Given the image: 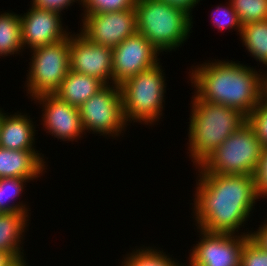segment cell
<instances>
[{
	"label": "cell",
	"instance_id": "22",
	"mask_svg": "<svg viewBox=\"0 0 267 266\" xmlns=\"http://www.w3.org/2000/svg\"><path fill=\"white\" fill-rule=\"evenodd\" d=\"M141 246H135V249L131 248V252L123 255L120 266H175L179 261L173 254L164 252L163 248L160 250V247L154 245Z\"/></svg>",
	"mask_w": 267,
	"mask_h": 266
},
{
	"label": "cell",
	"instance_id": "10",
	"mask_svg": "<svg viewBox=\"0 0 267 266\" xmlns=\"http://www.w3.org/2000/svg\"><path fill=\"white\" fill-rule=\"evenodd\" d=\"M80 16L78 32L91 42L112 49L138 32L135 8Z\"/></svg>",
	"mask_w": 267,
	"mask_h": 266
},
{
	"label": "cell",
	"instance_id": "6",
	"mask_svg": "<svg viewBox=\"0 0 267 266\" xmlns=\"http://www.w3.org/2000/svg\"><path fill=\"white\" fill-rule=\"evenodd\" d=\"M264 146L247 121L199 166L196 172L221 175H255Z\"/></svg>",
	"mask_w": 267,
	"mask_h": 266
},
{
	"label": "cell",
	"instance_id": "15",
	"mask_svg": "<svg viewBox=\"0 0 267 266\" xmlns=\"http://www.w3.org/2000/svg\"><path fill=\"white\" fill-rule=\"evenodd\" d=\"M12 113V114H11ZM27 112L17 111L3 114L0 128V147L10 150L40 151L36 148V130L34 118ZM34 121V122H33ZM37 131V132H36Z\"/></svg>",
	"mask_w": 267,
	"mask_h": 266
},
{
	"label": "cell",
	"instance_id": "31",
	"mask_svg": "<svg viewBox=\"0 0 267 266\" xmlns=\"http://www.w3.org/2000/svg\"><path fill=\"white\" fill-rule=\"evenodd\" d=\"M160 1L183 8L189 14L192 15L193 10H195L194 8H196L197 5L201 4L200 1L203 0H160Z\"/></svg>",
	"mask_w": 267,
	"mask_h": 266
},
{
	"label": "cell",
	"instance_id": "29",
	"mask_svg": "<svg viewBox=\"0 0 267 266\" xmlns=\"http://www.w3.org/2000/svg\"><path fill=\"white\" fill-rule=\"evenodd\" d=\"M74 3H78L81 8V0H31L30 5L35 6L40 9H45L49 11H55L60 13H65L64 10L68 11ZM69 7V8H68ZM68 9V10H67Z\"/></svg>",
	"mask_w": 267,
	"mask_h": 266
},
{
	"label": "cell",
	"instance_id": "33",
	"mask_svg": "<svg viewBox=\"0 0 267 266\" xmlns=\"http://www.w3.org/2000/svg\"><path fill=\"white\" fill-rule=\"evenodd\" d=\"M27 256L15 259L9 266H30L28 265L29 263H27Z\"/></svg>",
	"mask_w": 267,
	"mask_h": 266
},
{
	"label": "cell",
	"instance_id": "32",
	"mask_svg": "<svg viewBox=\"0 0 267 266\" xmlns=\"http://www.w3.org/2000/svg\"><path fill=\"white\" fill-rule=\"evenodd\" d=\"M14 260L11 254L0 251V266H9Z\"/></svg>",
	"mask_w": 267,
	"mask_h": 266
},
{
	"label": "cell",
	"instance_id": "24",
	"mask_svg": "<svg viewBox=\"0 0 267 266\" xmlns=\"http://www.w3.org/2000/svg\"><path fill=\"white\" fill-rule=\"evenodd\" d=\"M224 4H219L215 9H212L210 13L212 26L218 29V33L223 30H229V32L230 30H234L240 36L243 25L240 22L238 14L229 0Z\"/></svg>",
	"mask_w": 267,
	"mask_h": 266
},
{
	"label": "cell",
	"instance_id": "35",
	"mask_svg": "<svg viewBox=\"0 0 267 266\" xmlns=\"http://www.w3.org/2000/svg\"><path fill=\"white\" fill-rule=\"evenodd\" d=\"M5 112H6V111H4V109L0 107V128H1V123H2V117H3V114H4Z\"/></svg>",
	"mask_w": 267,
	"mask_h": 266
},
{
	"label": "cell",
	"instance_id": "18",
	"mask_svg": "<svg viewBox=\"0 0 267 266\" xmlns=\"http://www.w3.org/2000/svg\"><path fill=\"white\" fill-rule=\"evenodd\" d=\"M104 86L98 78L69 70L54 94L67 104L79 108Z\"/></svg>",
	"mask_w": 267,
	"mask_h": 266
},
{
	"label": "cell",
	"instance_id": "7",
	"mask_svg": "<svg viewBox=\"0 0 267 266\" xmlns=\"http://www.w3.org/2000/svg\"><path fill=\"white\" fill-rule=\"evenodd\" d=\"M31 53V54H30ZM29 69L23 83L27 98L54 94L70 70L69 36L61 41L31 50Z\"/></svg>",
	"mask_w": 267,
	"mask_h": 266
},
{
	"label": "cell",
	"instance_id": "16",
	"mask_svg": "<svg viewBox=\"0 0 267 266\" xmlns=\"http://www.w3.org/2000/svg\"><path fill=\"white\" fill-rule=\"evenodd\" d=\"M45 158L40 151L10 150L0 147V179L20 177L29 178L33 182L39 180L47 172L49 161Z\"/></svg>",
	"mask_w": 267,
	"mask_h": 266
},
{
	"label": "cell",
	"instance_id": "14",
	"mask_svg": "<svg viewBox=\"0 0 267 266\" xmlns=\"http://www.w3.org/2000/svg\"><path fill=\"white\" fill-rule=\"evenodd\" d=\"M26 11V13L20 14L24 52L61 41L71 33L68 30L70 28L62 22L64 20L58 12L40 9L32 5H29V9ZM26 49L29 50L25 51Z\"/></svg>",
	"mask_w": 267,
	"mask_h": 266
},
{
	"label": "cell",
	"instance_id": "30",
	"mask_svg": "<svg viewBox=\"0 0 267 266\" xmlns=\"http://www.w3.org/2000/svg\"><path fill=\"white\" fill-rule=\"evenodd\" d=\"M256 230L251 228L250 239L261 249L267 251V218H265Z\"/></svg>",
	"mask_w": 267,
	"mask_h": 266
},
{
	"label": "cell",
	"instance_id": "21",
	"mask_svg": "<svg viewBox=\"0 0 267 266\" xmlns=\"http://www.w3.org/2000/svg\"><path fill=\"white\" fill-rule=\"evenodd\" d=\"M30 182L32 181L29 178L20 177L0 179V213L24 212L31 219V208L26 204L28 202L19 198L24 195L25 187Z\"/></svg>",
	"mask_w": 267,
	"mask_h": 266
},
{
	"label": "cell",
	"instance_id": "1",
	"mask_svg": "<svg viewBox=\"0 0 267 266\" xmlns=\"http://www.w3.org/2000/svg\"><path fill=\"white\" fill-rule=\"evenodd\" d=\"M195 176L191 200L194 203H190L194 227L207 232L250 235L251 230L245 225L260 201L255 176L208 172H196Z\"/></svg>",
	"mask_w": 267,
	"mask_h": 266
},
{
	"label": "cell",
	"instance_id": "27",
	"mask_svg": "<svg viewBox=\"0 0 267 266\" xmlns=\"http://www.w3.org/2000/svg\"><path fill=\"white\" fill-rule=\"evenodd\" d=\"M240 266H267V251L249 239L242 250Z\"/></svg>",
	"mask_w": 267,
	"mask_h": 266
},
{
	"label": "cell",
	"instance_id": "2",
	"mask_svg": "<svg viewBox=\"0 0 267 266\" xmlns=\"http://www.w3.org/2000/svg\"><path fill=\"white\" fill-rule=\"evenodd\" d=\"M240 62L213 58L191 66L187 82L194 88L192 94L202 101L238 109L248 117L264 98V70Z\"/></svg>",
	"mask_w": 267,
	"mask_h": 266
},
{
	"label": "cell",
	"instance_id": "26",
	"mask_svg": "<svg viewBox=\"0 0 267 266\" xmlns=\"http://www.w3.org/2000/svg\"><path fill=\"white\" fill-rule=\"evenodd\" d=\"M247 121L255 129L262 145L267 147V98L265 96L247 117Z\"/></svg>",
	"mask_w": 267,
	"mask_h": 266
},
{
	"label": "cell",
	"instance_id": "13",
	"mask_svg": "<svg viewBox=\"0 0 267 266\" xmlns=\"http://www.w3.org/2000/svg\"><path fill=\"white\" fill-rule=\"evenodd\" d=\"M69 42L70 70L113 84L112 48L91 42L80 32H71Z\"/></svg>",
	"mask_w": 267,
	"mask_h": 266
},
{
	"label": "cell",
	"instance_id": "12",
	"mask_svg": "<svg viewBox=\"0 0 267 266\" xmlns=\"http://www.w3.org/2000/svg\"><path fill=\"white\" fill-rule=\"evenodd\" d=\"M161 54V55H160ZM157 50L141 33H136L112 49L113 84L120 85L125 80L146 71L162 59Z\"/></svg>",
	"mask_w": 267,
	"mask_h": 266
},
{
	"label": "cell",
	"instance_id": "17",
	"mask_svg": "<svg viewBox=\"0 0 267 266\" xmlns=\"http://www.w3.org/2000/svg\"><path fill=\"white\" fill-rule=\"evenodd\" d=\"M30 217L24 212L0 213V251L15 259L26 256L25 235L29 232Z\"/></svg>",
	"mask_w": 267,
	"mask_h": 266
},
{
	"label": "cell",
	"instance_id": "3",
	"mask_svg": "<svg viewBox=\"0 0 267 266\" xmlns=\"http://www.w3.org/2000/svg\"><path fill=\"white\" fill-rule=\"evenodd\" d=\"M190 108L186 154L195 169L244 125L247 117L238 109L202 101L194 94Z\"/></svg>",
	"mask_w": 267,
	"mask_h": 266
},
{
	"label": "cell",
	"instance_id": "19",
	"mask_svg": "<svg viewBox=\"0 0 267 266\" xmlns=\"http://www.w3.org/2000/svg\"><path fill=\"white\" fill-rule=\"evenodd\" d=\"M10 11L0 12V58L24 55L20 13Z\"/></svg>",
	"mask_w": 267,
	"mask_h": 266
},
{
	"label": "cell",
	"instance_id": "25",
	"mask_svg": "<svg viewBox=\"0 0 267 266\" xmlns=\"http://www.w3.org/2000/svg\"><path fill=\"white\" fill-rule=\"evenodd\" d=\"M136 0H81V14H95L135 8Z\"/></svg>",
	"mask_w": 267,
	"mask_h": 266
},
{
	"label": "cell",
	"instance_id": "20",
	"mask_svg": "<svg viewBox=\"0 0 267 266\" xmlns=\"http://www.w3.org/2000/svg\"><path fill=\"white\" fill-rule=\"evenodd\" d=\"M242 46L258 64L267 67V20L243 25L240 33ZM259 62V63H258ZM267 70V68L265 69Z\"/></svg>",
	"mask_w": 267,
	"mask_h": 266
},
{
	"label": "cell",
	"instance_id": "36",
	"mask_svg": "<svg viewBox=\"0 0 267 266\" xmlns=\"http://www.w3.org/2000/svg\"><path fill=\"white\" fill-rule=\"evenodd\" d=\"M180 263H181V264H180ZM175 266H193V265H191L189 262H188V264L186 265L185 262L182 263V262L178 261V263H177Z\"/></svg>",
	"mask_w": 267,
	"mask_h": 266
},
{
	"label": "cell",
	"instance_id": "9",
	"mask_svg": "<svg viewBox=\"0 0 267 266\" xmlns=\"http://www.w3.org/2000/svg\"><path fill=\"white\" fill-rule=\"evenodd\" d=\"M194 229L199 233V241L190 248L187 262L193 266H240L241 253L249 235Z\"/></svg>",
	"mask_w": 267,
	"mask_h": 266
},
{
	"label": "cell",
	"instance_id": "8",
	"mask_svg": "<svg viewBox=\"0 0 267 266\" xmlns=\"http://www.w3.org/2000/svg\"><path fill=\"white\" fill-rule=\"evenodd\" d=\"M78 109L86 135L117 137L118 140L129 126L123 115L120 85H105Z\"/></svg>",
	"mask_w": 267,
	"mask_h": 266
},
{
	"label": "cell",
	"instance_id": "5",
	"mask_svg": "<svg viewBox=\"0 0 267 266\" xmlns=\"http://www.w3.org/2000/svg\"><path fill=\"white\" fill-rule=\"evenodd\" d=\"M162 64L160 62L120 84L123 115L128 125L140 123L152 128L163 119L167 80Z\"/></svg>",
	"mask_w": 267,
	"mask_h": 266
},
{
	"label": "cell",
	"instance_id": "34",
	"mask_svg": "<svg viewBox=\"0 0 267 266\" xmlns=\"http://www.w3.org/2000/svg\"><path fill=\"white\" fill-rule=\"evenodd\" d=\"M264 96L267 98V70L264 71Z\"/></svg>",
	"mask_w": 267,
	"mask_h": 266
},
{
	"label": "cell",
	"instance_id": "4",
	"mask_svg": "<svg viewBox=\"0 0 267 266\" xmlns=\"http://www.w3.org/2000/svg\"><path fill=\"white\" fill-rule=\"evenodd\" d=\"M135 11L138 33L162 54L176 52L193 32L195 18L183 8L160 0H136Z\"/></svg>",
	"mask_w": 267,
	"mask_h": 266
},
{
	"label": "cell",
	"instance_id": "28",
	"mask_svg": "<svg viewBox=\"0 0 267 266\" xmlns=\"http://www.w3.org/2000/svg\"><path fill=\"white\" fill-rule=\"evenodd\" d=\"M254 176L257 193L260 199H267V147L263 148L262 157Z\"/></svg>",
	"mask_w": 267,
	"mask_h": 266
},
{
	"label": "cell",
	"instance_id": "23",
	"mask_svg": "<svg viewBox=\"0 0 267 266\" xmlns=\"http://www.w3.org/2000/svg\"><path fill=\"white\" fill-rule=\"evenodd\" d=\"M238 14L240 22L245 25L250 22L267 20V0H229Z\"/></svg>",
	"mask_w": 267,
	"mask_h": 266
},
{
	"label": "cell",
	"instance_id": "11",
	"mask_svg": "<svg viewBox=\"0 0 267 266\" xmlns=\"http://www.w3.org/2000/svg\"><path fill=\"white\" fill-rule=\"evenodd\" d=\"M32 101L42 109L40 125L47 135L65 143L78 142L86 136L77 107L67 104L55 94H42L31 99Z\"/></svg>",
	"mask_w": 267,
	"mask_h": 266
}]
</instances>
